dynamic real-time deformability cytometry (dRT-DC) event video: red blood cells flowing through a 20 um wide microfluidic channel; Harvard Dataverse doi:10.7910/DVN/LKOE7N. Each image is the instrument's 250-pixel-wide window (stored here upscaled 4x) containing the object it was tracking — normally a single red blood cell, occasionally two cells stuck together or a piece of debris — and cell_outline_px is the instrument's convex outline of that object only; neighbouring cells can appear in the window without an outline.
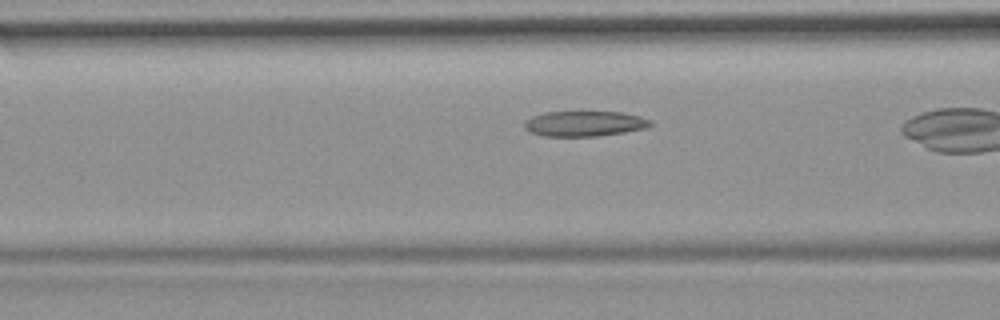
{"species": "common noctule bat (a hibernating species)", "species_latin": "Nyctalus noctula", "temperature_condition": "room temperature", "stored_images_in_passage": 11, "camera_frame_rate_fps": 3000, "um_per_image_px": 0.085, "animal": {"sex": "female", "body_mass_g": 19.9}, "frame": {"image": 1, "passage_image": 7, "time_ms": 2.0, "image_size_px": [1000, 320], "cell_outline_px": [[652, 124], [648, 128], [624, 132], [596, 136], [544, 136], [528, 132], [524, 128], [524, 120], [532, 116], [544, 112], [620, 112], [640, 116], [652, 120]], "centroid_in_image_um": [49.66, 10.51], "position_along_channel_um": 116.9, "area_um2": 18.73}}
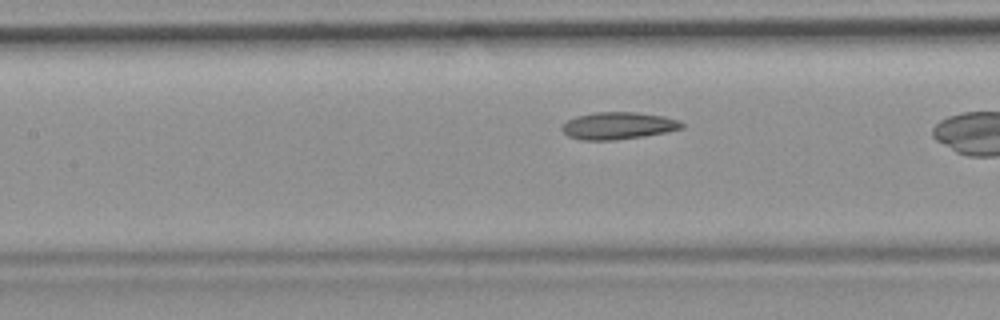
{"frame": {"image": 2, "passage_image": 10, "time_ms": 3.0, "image_size_px": [1000, 320], "cell_outline_px": [[684, 128], [644, 136], [612, 140], [580, 140], [568, 136], [560, 128], [568, 120], [576, 116], [596, 112], [636, 112], [664, 116], [680, 120], [684, 124]], "centroid_in_image_um": [52.55, 10.68], "position_along_channel_um": 154.8, "area_um2": 18.96}}